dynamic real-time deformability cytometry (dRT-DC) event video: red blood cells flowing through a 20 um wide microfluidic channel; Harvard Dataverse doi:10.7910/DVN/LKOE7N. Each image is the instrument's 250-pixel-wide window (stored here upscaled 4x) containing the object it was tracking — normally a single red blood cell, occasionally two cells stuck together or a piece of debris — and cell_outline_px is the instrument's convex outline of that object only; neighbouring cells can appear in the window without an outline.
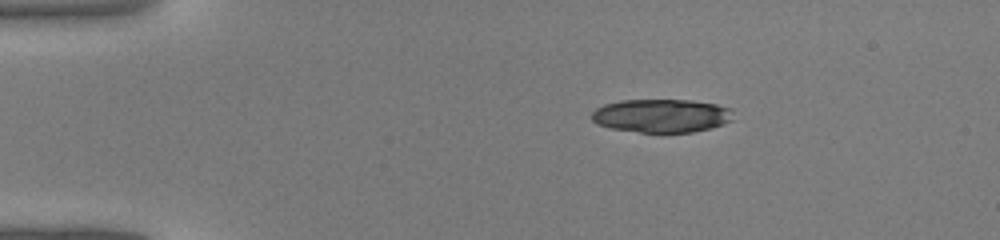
{"species": "common noctule bat (a hibernating species)", "species_latin": "Nyctalus noctula", "temperature_condition": "warm", "stored_images_in_passage": 36, "camera_frame_rate_fps": 3000, "um_per_image_px": 0.085, "animal": {"sex": "male", "body_mass_g": 19.0, "forearm_length_mm": 50.8}, "frame": {"image": 1, "passage_image": 1, "time_ms": 0.0, "image_size_px": [1000, 240], "cell_outline_px": [[732, 120], [724, 124], [712, 128], [692, 132], [640, 132], [612, 128], [596, 124], [592, 120], [592, 112], [596, 108], [604, 104], [620, 100], [692, 100], [716, 104], [732, 108]], "centroid_in_image_um": [56.24, 9.83], "position_along_channel_um": 28.8, "area_um2": 27.69}}
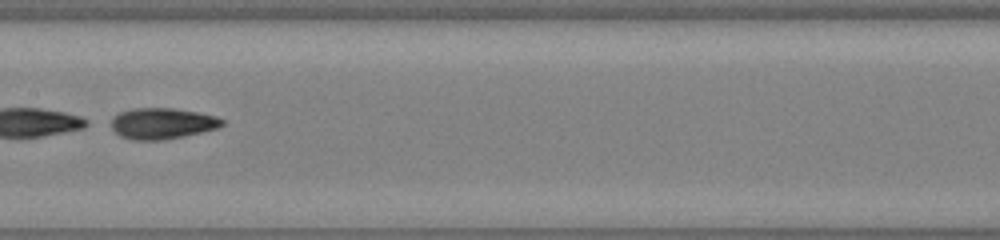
{"frame": {"image": 2, "passage_image": 16, "time_ms": 5.0, "image_size_px": [1000, 240], "cell_outline_px": [[224, 124], [216, 128], [184, 136], [160, 140], [132, 140], [120, 136], [112, 128], [112, 116], [120, 112], [132, 108], [172, 108], [196, 112], [216, 116], [224, 120]], "centroid_in_image_um": [13.76, 10.49], "position_along_channel_um": 193.6, "area_um2": 19.94}}
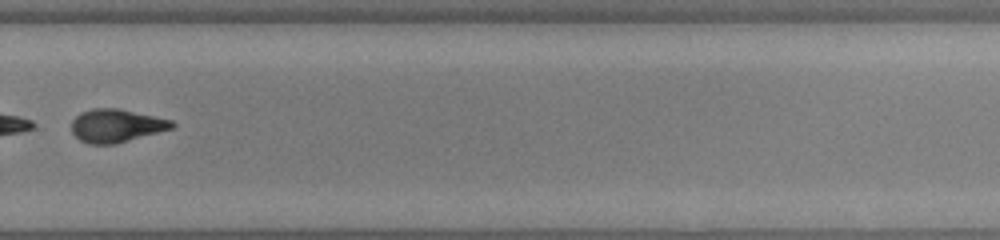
{"frame": {"image": 3, "passage_image": 24, "time_ms": 7.667, "image_size_px": [1000, 240], "cell_outline_px": [[176, 124], [172, 128], [116, 144], [88, 144], [80, 140], [72, 132], [72, 120], [80, 112], [92, 108], [120, 108], [172, 120]], "centroid_in_image_um": [9.87, 10.67], "position_along_channel_um": 319.9, "area_um2": 19.42}}